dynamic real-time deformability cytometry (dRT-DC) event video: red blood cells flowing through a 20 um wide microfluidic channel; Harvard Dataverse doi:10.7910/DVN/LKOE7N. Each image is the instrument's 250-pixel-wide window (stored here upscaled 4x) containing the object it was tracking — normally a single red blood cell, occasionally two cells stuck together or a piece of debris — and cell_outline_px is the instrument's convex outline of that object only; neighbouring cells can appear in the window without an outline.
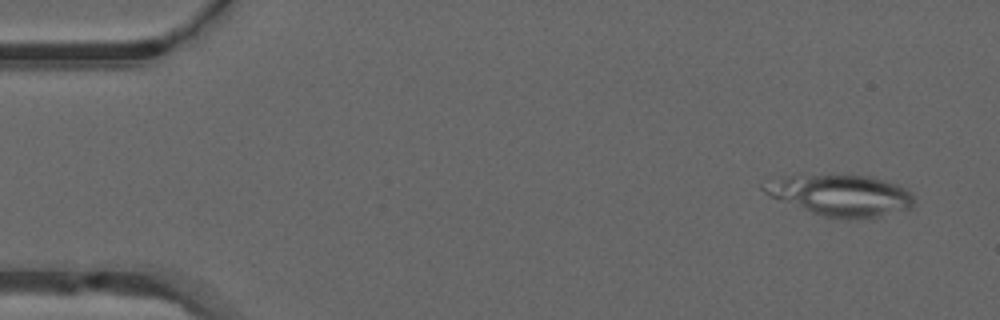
{"species": "common noctule bat (a hibernating species)", "species_latin": "Nyctalus noctula", "temperature_condition": "warm", "stored_images_in_passage": 13, "camera_frame_rate_fps": 3000, "um_per_image_px": 0.085, "animal": {"sex": "male", "forearm_length_mm": 52.5}, "frame": {"image": 1, "passage_image": 3, "time_ms": 0.667, "image_size_px": [1000, 320], "cell_outline_px": [[916, 200], [912, 208], [876, 216], [824, 216], [812, 212], [780, 200], [764, 192], [760, 188], [760, 184], [788, 176], [872, 176], [896, 184], [912, 192]], "centroid_in_image_um": [71.51, 16.57], "position_along_channel_um": 13.5, "area_um2": 34.68}}